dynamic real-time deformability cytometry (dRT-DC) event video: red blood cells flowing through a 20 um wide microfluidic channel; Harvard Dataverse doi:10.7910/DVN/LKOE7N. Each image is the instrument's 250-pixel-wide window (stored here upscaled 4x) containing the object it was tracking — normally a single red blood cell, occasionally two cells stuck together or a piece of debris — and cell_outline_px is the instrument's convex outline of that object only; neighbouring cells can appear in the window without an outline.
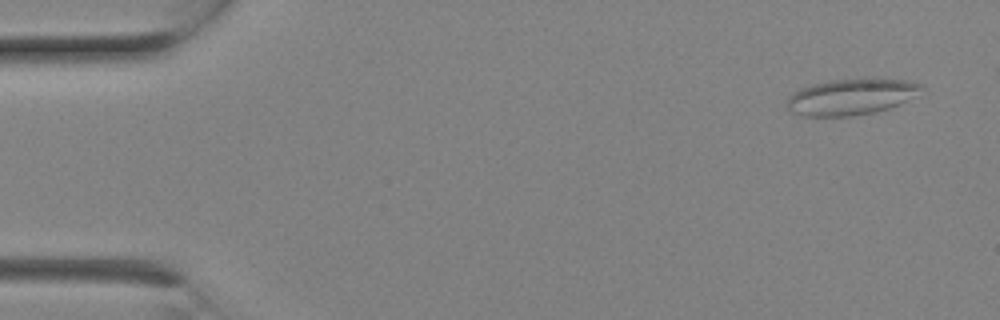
{"species": "Egyptian fruit bat (a non-hibernating species)", "species_latin": "Rousettus aegyptiacus", "temperature_condition": "room temperature", "stored_images_in_passage": 3, "camera_frame_rate_fps": 3000, "um_per_image_px": 0.085, "animal": {"sex": "female"}, "frame": {"image": 1, "passage_image": 1, "time_ms": 0.0, "image_size_px": [1000, 320], "cell_outline_px": [[924, 96], [876, 112], [852, 116], [804, 116], [792, 112], [788, 108], [788, 96], [792, 92], [800, 88], [812, 84], [828, 80], [876, 76], [908, 80], [924, 84]], "centroid_in_image_um": [72.51, 8.18], "position_along_channel_um": 12.5, "area_um2": 29.71}}